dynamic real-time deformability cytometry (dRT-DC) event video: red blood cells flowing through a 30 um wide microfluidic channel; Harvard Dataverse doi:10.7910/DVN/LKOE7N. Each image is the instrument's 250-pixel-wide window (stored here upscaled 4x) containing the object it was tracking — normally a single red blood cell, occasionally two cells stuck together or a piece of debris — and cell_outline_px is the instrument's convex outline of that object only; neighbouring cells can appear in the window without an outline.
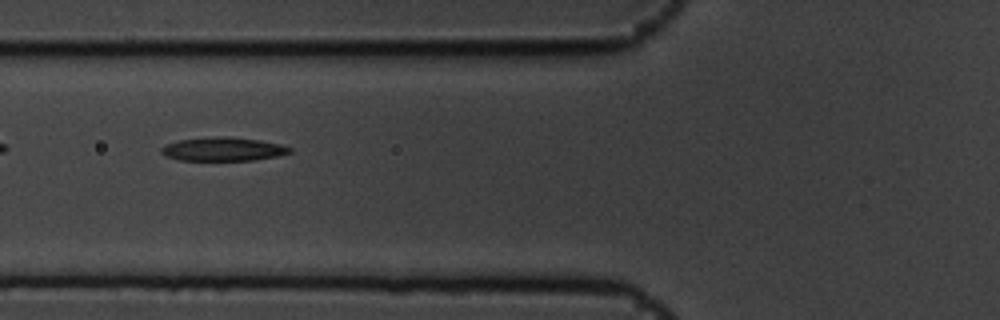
{"species": "common noctule bat (a hibernating species)", "species_latin": "Nyctalus noctula", "temperature_condition": "cold", "stored_images_in_passage": 10, "camera_frame_rate_fps": 3000, "um_per_image_px": 0.085, "animal": {"sex": "male", "body_mass_g": 19.5, "forearm_length_mm": 54.6}, "frame": {"image": 1, "passage_image": 6, "time_ms": 1.667, "image_size_px": [1000, 320], "cell_outline_px": [[292, 152], [276, 156], [252, 160], [180, 160], [168, 156], [160, 152], [160, 148], [164, 144], [176, 140], [220, 136], [260, 140], [280, 144], [292, 148]], "centroid_in_image_um": [18.93, 12.67], "position_along_channel_um": 106.9, "area_um2": 17.57}}
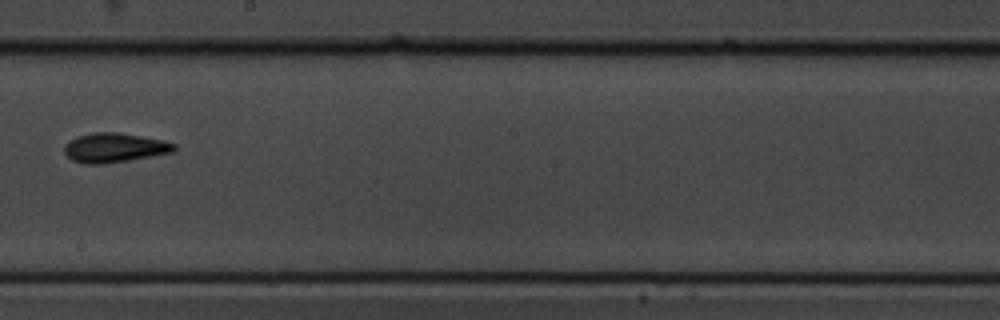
{"frame": {"image": 2, "passage_image": 9, "time_ms": 2.667, "image_size_px": [1000, 320], "cell_outline_px": [[176, 148], [172, 152], [100, 164], [84, 164], [72, 160], [64, 152], [64, 144], [68, 140], [76, 136], [96, 132], [116, 132], [164, 140], [176, 144]], "centroid_in_image_um": [9.67, 12.54], "position_along_channel_um": 238.5, "area_um2": 18.55}}
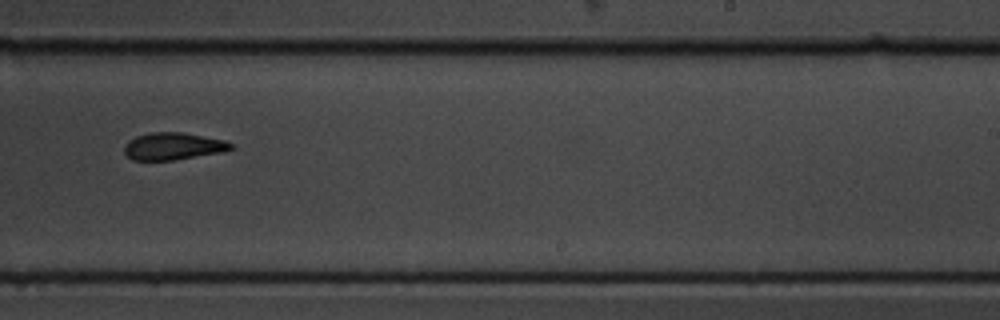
{"frame": {"image": 3, "passage_image": 10, "time_ms": 3.0, "image_size_px": [1000, 320], "cell_outline_px": [[236, 148], [224, 152], [172, 160], [132, 160], [124, 152], [124, 148], [128, 140], [136, 136], [152, 132], [184, 132], [224, 140], [236, 144]], "centroid_in_image_um": [14.77, 12.42], "position_along_channel_um": 274.2, "area_um2": 17.11}}